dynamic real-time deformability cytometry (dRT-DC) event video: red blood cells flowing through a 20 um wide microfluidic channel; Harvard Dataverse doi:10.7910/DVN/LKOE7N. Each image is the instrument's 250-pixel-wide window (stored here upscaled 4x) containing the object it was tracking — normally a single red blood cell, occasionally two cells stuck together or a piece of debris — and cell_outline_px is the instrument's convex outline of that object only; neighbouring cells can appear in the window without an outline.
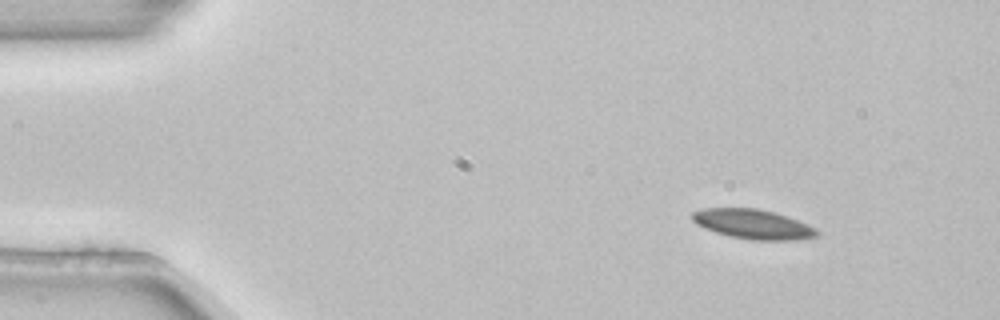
{"species": "common noctule bat (a hibernating species)", "species_latin": "Nyctalus noctula", "temperature_condition": "room temperature", "stored_images_in_passage": 3, "camera_frame_rate_fps": 3000, "um_per_image_px": 0.085, "animal": {"sex": "female", "body_mass_g": 22.7, "forearm_length_mm": 54.2}, "frame": {"image": 1, "passage_image": 1, "time_ms": 0.0, "image_size_px": [1000, 320], "cell_outline_px": [[820, 236], [796, 240], [752, 240], [728, 236], [704, 228], [696, 224], [692, 220], [692, 212], [704, 208], [756, 208], [772, 212], [796, 220], [816, 228], [820, 232]], "centroid_in_image_um": [63.99, 19.06], "position_along_channel_um": 21.0, "area_um2": 21.44}}